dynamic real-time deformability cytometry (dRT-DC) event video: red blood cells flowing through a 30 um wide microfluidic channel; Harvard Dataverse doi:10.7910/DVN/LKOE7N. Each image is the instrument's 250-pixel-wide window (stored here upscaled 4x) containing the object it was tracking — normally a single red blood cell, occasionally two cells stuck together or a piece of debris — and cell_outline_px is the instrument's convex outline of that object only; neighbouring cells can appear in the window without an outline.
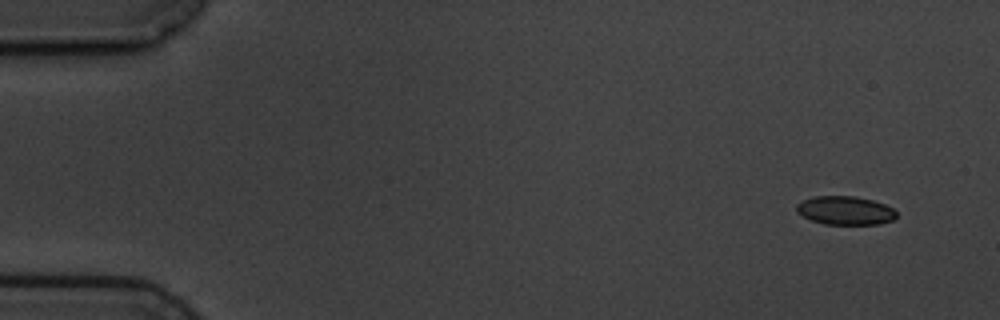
{"species": "common noctule bat (a hibernating species)", "species_latin": "Nyctalus noctula", "temperature_condition": "cold", "stored_images_in_passage": 5, "camera_frame_rate_fps": 3000, "um_per_image_px": 0.085, "animal": {"sex": "male", "body_mass_g": 19.5, "forearm_length_mm": 54.6}, "frame": {"image": 1, "passage_image": 1, "time_ms": 0.0, "image_size_px": [1000, 320], "cell_outline_px": [[896, 216], [892, 220], [880, 224], [824, 224], [812, 220], [796, 212], [796, 204], [804, 200], [816, 196], [856, 196], [872, 200], [884, 204], [892, 208], [896, 212]], "centroid_in_image_um": [71.84, 17.89], "position_along_channel_um": 13.2, "area_um2": 16.53}}
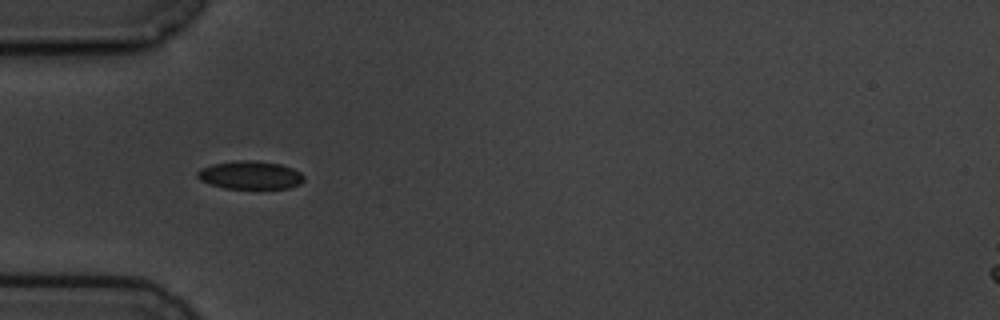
{"frame": {"image": 2, "passage_image": 4, "time_ms": 4.667, "image_size_px": [1000, 320], "cell_outline_px": [[304, 180], [300, 184], [288, 188], [224, 188], [200, 180], [196, 176], [196, 172], [200, 168], [212, 164], [236, 160], [252, 160], [280, 164], [292, 168], [300, 172], [304, 176]], "centroid_in_image_um": [21.25, 14.87], "position_along_channel_um": 63.7, "area_um2": 17.46}}
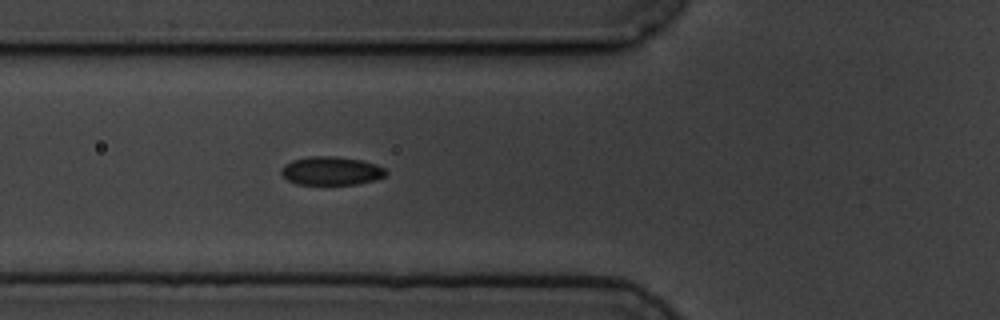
{"frame": {"image": 3, "passage_image": 5, "time_ms": 5.667, "image_size_px": [1000, 320], "cell_outline_px": [[388, 172], [384, 176], [376, 180], [356, 184], [296, 184], [288, 180], [280, 172], [280, 168], [284, 164], [292, 160], [308, 156], [332, 156], [360, 160], [376, 164], [384, 168]], "centroid_in_image_um": [28.14, 14.52], "position_along_channel_um": 97.7, "area_um2": 17.4}}